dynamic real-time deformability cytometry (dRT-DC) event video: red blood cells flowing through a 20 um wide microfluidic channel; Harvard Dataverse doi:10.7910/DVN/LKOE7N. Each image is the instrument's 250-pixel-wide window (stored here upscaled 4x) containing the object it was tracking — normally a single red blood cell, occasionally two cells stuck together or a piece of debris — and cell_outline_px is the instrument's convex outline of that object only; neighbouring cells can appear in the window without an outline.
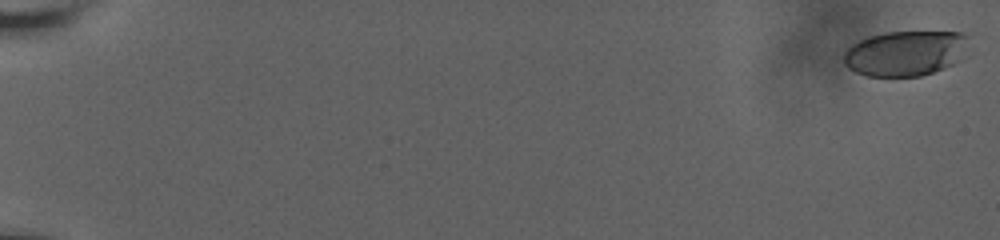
{"species": "human", "species_latin": "Homo sapiens", "temperature_condition": "room temperature", "stored_images_in_passage": 62, "camera_frame_rate_fps": 3000, "um_per_image_px": 0.085, "donor": {"sex": "male"}, "frame": {"image": 1, "passage_image": 2, "time_ms": 0.333, "image_size_px": [1000, 240], "cell_outline_px": [[968, 36], [960, 60], [944, 68], [920, 76], [868, 76], [856, 72], [848, 68], [844, 64], [844, 52], [852, 44], [868, 36], [884, 32], [964, 32]], "centroid_in_image_um": [76.92, 4.52], "position_along_channel_um": 8.1, "area_um2": 32.77}}
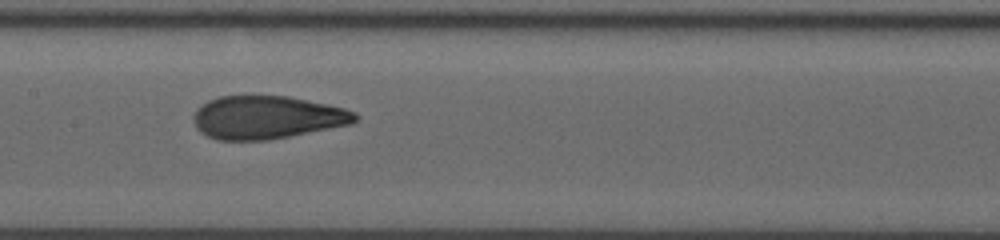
{"frame": {"image": 2, "passage_image": 35, "time_ms": 11.333, "image_size_px": [1000, 240], "cell_outline_px": [[360, 116], [352, 124], [268, 140], [216, 140], [200, 132], [196, 128], [196, 108], [208, 100], [220, 96], [288, 96], [328, 104], [344, 108], [356, 112]], "centroid_in_image_um": [22.72, 9.98], "position_along_channel_um": 184.7, "area_um2": 40.46}}
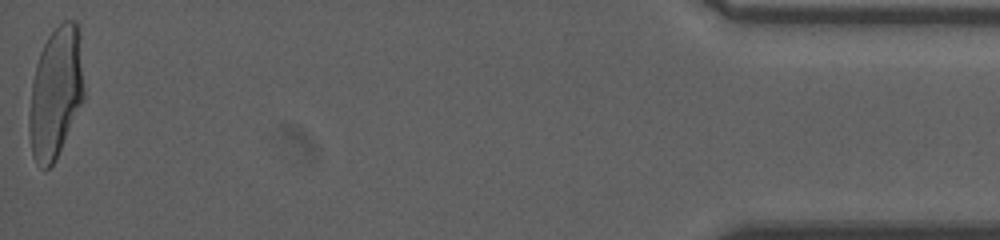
{"frame": {"image": 3, "passage_image": 62, "time_ms": 20.333, "image_size_px": [1000, 240], "cell_outline_px": [[84, 96], [56, 160], [44, 172], [36, 164], [32, 156], [28, 128], [28, 116], [32, 80], [36, 64], [40, 52], [48, 36], [64, 20], [76, 20], [80, 24], [84, 88]], "centroid_in_image_um": [4.73, 7.87], "position_along_channel_um": 430.5, "area_um2": 42.37}, "authors_computed_cell_mechanics": {"area_um2": 40.3155, "velocity_mm_per_s": 3.6671, "shape_relaxation_time_tau1_ms": 7.7816, "shape_relaxation_time_tau2_ms": 0.927, "deformation_change_tau1": 0.2514, "deformation_change_tau2": 0.0801}}